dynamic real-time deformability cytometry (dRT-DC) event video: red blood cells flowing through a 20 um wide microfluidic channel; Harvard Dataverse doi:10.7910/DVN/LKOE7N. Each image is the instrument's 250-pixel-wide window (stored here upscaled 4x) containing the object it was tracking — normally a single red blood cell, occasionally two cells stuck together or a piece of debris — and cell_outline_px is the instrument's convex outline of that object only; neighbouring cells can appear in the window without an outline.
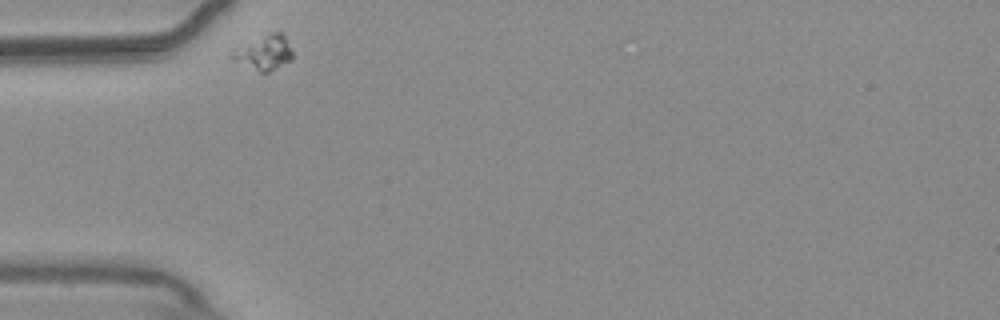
{"species": "common noctule bat (a hibernating species)", "species_latin": "Nyctalus noctula", "temperature_condition": "warm", "stored_images_in_passage": 15, "camera_frame_rate_fps": 3000, "um_per_image_px": 0.085, "animal": {"sex": "male", "body_mass_g": 20.4}, "frame": {"image": 1, "passage_image": 1, "time_ms": 0.0, "image_size_px": [1000, 320], "cell_outline_px": [[292, 60], [268, 72], [260, 72], [228, 56], [232, 52], [268, 32], [284, 32], [292, 52]], "centroid_in_image_um": [22.52, 4.45], "position_along_channel_um": 62.5, "area_um2": 11.79}}
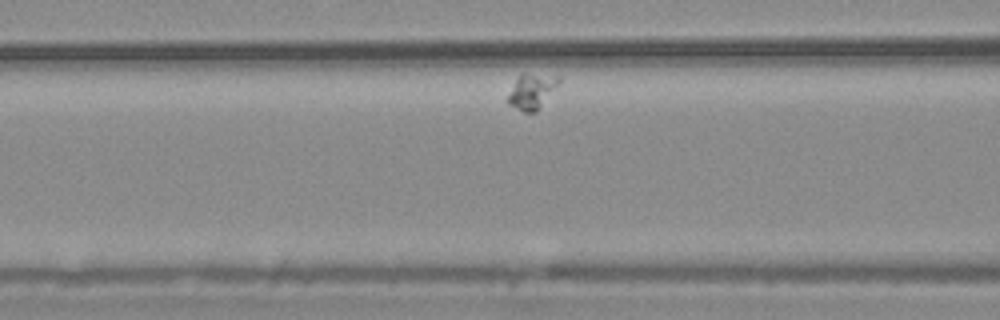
{"frame": {"image": 2, "passage_image": 8, "time_ms": 2.333, "image_size_px": [1000, 320], "cell_outline_px": [[560, 80], [536, 112], [524, 112], [508, 104], [508, 96], [520, 72], [524, 72], [560, 76]], "centroid_in_image_um": [45.18, 7.72], "position_along_channel_um": 121.4, "area_um2": 10.23}}
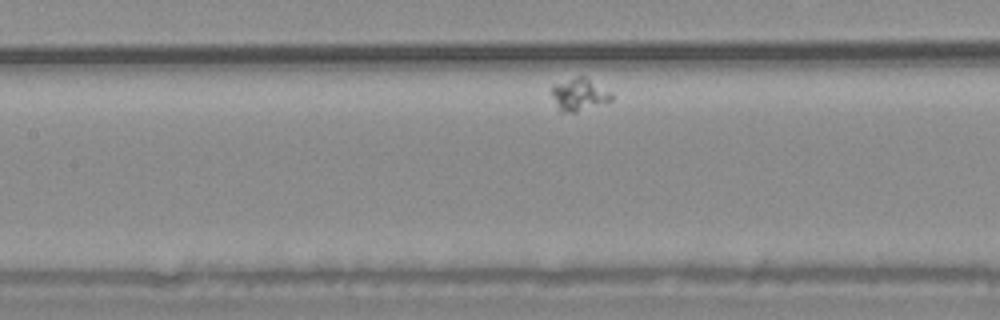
{"frame": {"image": 3, "passage_image": 12, "time_ms": 3.667, "image_size_px": [1000, 320], "cell_outline_px": [[612, 100], [576, 112], [560, 112], [556, 108], [552, 96], [552, 84], [580, 76], [584, 76], [612, 92]], "centroid_in_image_um": [49.2, 8.04], "position_along_channel_um": 158.2, "area_um2": 11.27}}